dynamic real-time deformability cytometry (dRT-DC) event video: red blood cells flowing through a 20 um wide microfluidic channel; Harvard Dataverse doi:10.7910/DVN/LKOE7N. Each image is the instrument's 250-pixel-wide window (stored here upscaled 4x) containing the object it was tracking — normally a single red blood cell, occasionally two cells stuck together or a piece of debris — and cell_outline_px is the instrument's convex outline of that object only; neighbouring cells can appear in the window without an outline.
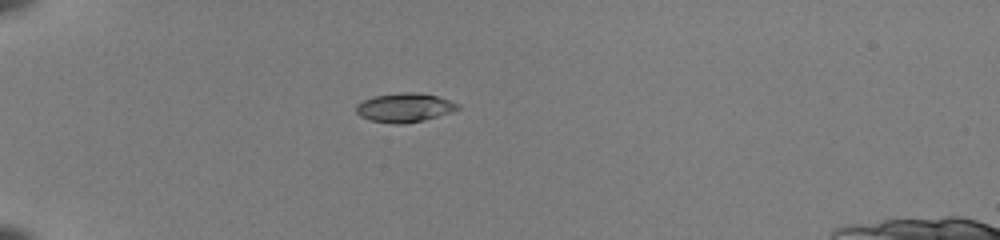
{"species": "common noctule bat (a hibernating species)", "species_latin": "Nyctalus noctula", "temperature_condition": "room temperature", "stored_images_in_passage": 37, "camera_frame_rate_fps": 3000, "um_per_image_px": 0.085, "animal": {"sex": "female", "body_mass_g": 22.0, "forearm_length_mm": 56.7}, "frame": {"image": 1, "passage_image": 1, "time_ms": 0.0, "image_size_px": [1000, 240], "cell_outline_px": [[460, 108], [452, 112], [424, 120], [404, 124], [396, 124], [372, 120], [360, 116], [356, 112], [356, 104], [372, 96], [400, 92], [412, 92], [436, 96], [460, 104]], "centroid_in_image_um": [34.38, 9.14], "position_along_channel_um": 50.6, "area_um2": 17.11}}
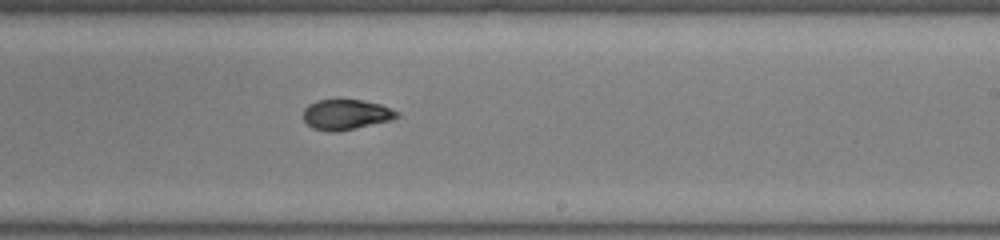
{"frame": {"image": 2, "passage_image": 19, "time_ms": 6.0, "image_size_px": [1000, 240], "cell_outline_px": [[400, 116], [388, 120], [336, 132], [328, 132], [312, 128], [304, 120], [304, 108], [308, 104], [316, 100], [360, 100], [380, 104], [400, 112]], "centroid_in_image_um": [29.38, 9.73], "position_along_channel_um": 259.6, "area_um2": 16.3}}
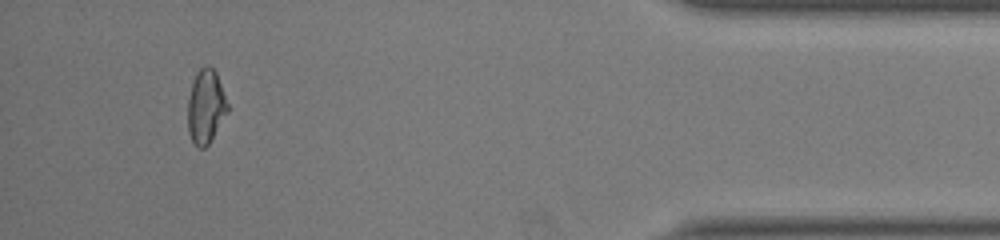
{"frame": {"image": 3, "passage_image": 34, "time_ms": 11.0, "image_size_px": [1000, 240], "cell_outline_px": [[228, 112], [208, 144], [204, 148], [200, 148], [192, 140], [188, 132], [188, 100], [192, 84], [196, 72], [204, 64], [208, 64], [216, 72], [228, 104]], "centroid_in_image_um": [17.49, 9.03], "position_along_channel_um": 417.7, "area_um2": 16.99}, "authors_computed_cell_mechanics": {"area_um2": 17.1088, "velocity_mm_per_s": 4.0331, "shape_relaxation_time_tau1_ms": 6.4849, "shape_relaxation_time_tau2_ms": 1.2371, "deformation_change_tau1": 0.2351, "deformation_change_tau2": 0.0517}}